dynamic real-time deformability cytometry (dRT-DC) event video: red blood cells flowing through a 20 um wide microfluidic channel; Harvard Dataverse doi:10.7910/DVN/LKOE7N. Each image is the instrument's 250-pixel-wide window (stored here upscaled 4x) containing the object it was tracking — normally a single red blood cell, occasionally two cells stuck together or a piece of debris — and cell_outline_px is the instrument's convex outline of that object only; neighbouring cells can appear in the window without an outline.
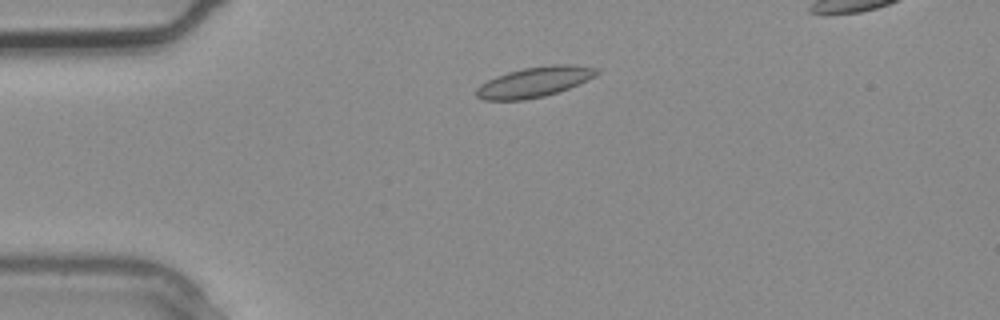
{"species": "common noctule bat (a hibernating species)", "species_latin": "Nyctalus noctula", "temperature_condition": "warm", "stored_images_in_passage": 3, "camera_frame_rate_fps": 3000, "um_per_image_px": 0.085, "animal": {"sex": "male", "body_mass_g": 20.4}, "frame": {"image": 1, "passage_image": 1, "time_ms": 0.0, "image_size_px": [1000, 320], "cell_outline_px": [[600, 72], [596, 76], [588, 80], [568, 88], [544, 96], [524, 100], [484, 100], [476, 96], [476, 88], [480, 84], [496, 76], [508, 72], [524, 68], [552, 64], [568, 64], [600, 68]], "centroid_in_image_um": [45.44, 6.96], "position_along_channel_um": 39.6, "area_um2": 21.21}}